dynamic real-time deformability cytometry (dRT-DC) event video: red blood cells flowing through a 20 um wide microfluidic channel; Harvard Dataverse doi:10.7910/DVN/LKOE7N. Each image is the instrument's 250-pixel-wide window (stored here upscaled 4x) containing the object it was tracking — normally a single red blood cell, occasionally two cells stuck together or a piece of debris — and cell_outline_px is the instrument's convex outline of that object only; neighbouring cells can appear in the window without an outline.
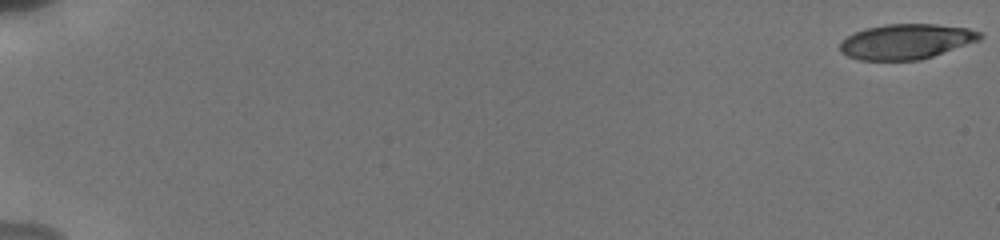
{"species": "human", "species_latin": "Homo sapiens", "temperature_condition": "cold", "stored_images_in_passage": 69, "camera_frame_rate_fps": 3000, "um_per_image_px": 0.085, "donor": {"sex": "male"}, "frame": {"image": 1, "passage_image": 1, "time_ms": 0.0, "image_size_px": [1000, 240], "cell_outline_px": [[984, 36], [980, 40], [920, 60], [860, 60], [848, 56], [840, 52], [840, 44], [848, 36], [864, 28], [884, 24], [936, 24], [968, 28], [980, 32]], "centroid_in_image_um": [77.03, 3.52], "position_along_channel_um": 8.0, "area_um2": 28.55}}
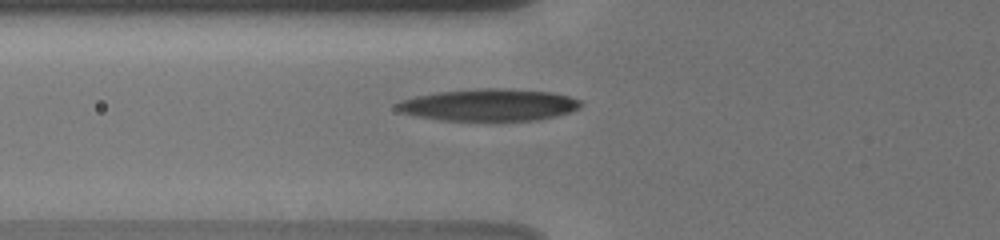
{"frame": {"image": 2, "passage_image": 30, "time_ms": 7.333, "image_size_px": [1000, 240], "cell_outline_px": [[584, 104], [580, 108], [572, 112], [540, 120], [440, 120], [416, 116], [400, 112], [396, 108], [396, 104], [400, 100], [416, 96], [440, 92], [476, 88], [508, 88], [552, 92], [568, 96], [580, 100]], "centroid_in_image_um": [41.61, 8.91], "position_along_channel_um": 84.2, "area_um2": 34.51}}
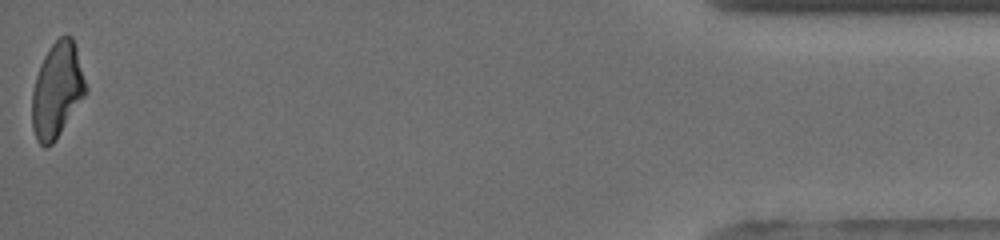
{"frame": {"image": 3, "passage_image": 69, "time_ms": 18.333, "image_size_px": [1000, 240], "cell_outline_px": [[88, 92], [56, 140], [52, 144], [44, 148], [36, 140], [32, 128], [32, 92], [36, 76], [40, 64], [44, 56], [52, 44], [60, 36], [72, 36], [76, 48], [88, 88]], "centroid_in_image_um": [4.86, 7.7], "position_along_channel_um": 430.3, "area_um2": 29.94}, "authors_computed_cell_mechanics": {"area_um2": 31.1542, "velocity_mm_per_s": 3.8596, "shape_relaxation_time_tau1_ms": 3.1093, "shape_relaxation_time_tau2_ms": 6.2385, "deformation_change_tau1": 0.1475, "deformation_change_tau2": 0.1575}}